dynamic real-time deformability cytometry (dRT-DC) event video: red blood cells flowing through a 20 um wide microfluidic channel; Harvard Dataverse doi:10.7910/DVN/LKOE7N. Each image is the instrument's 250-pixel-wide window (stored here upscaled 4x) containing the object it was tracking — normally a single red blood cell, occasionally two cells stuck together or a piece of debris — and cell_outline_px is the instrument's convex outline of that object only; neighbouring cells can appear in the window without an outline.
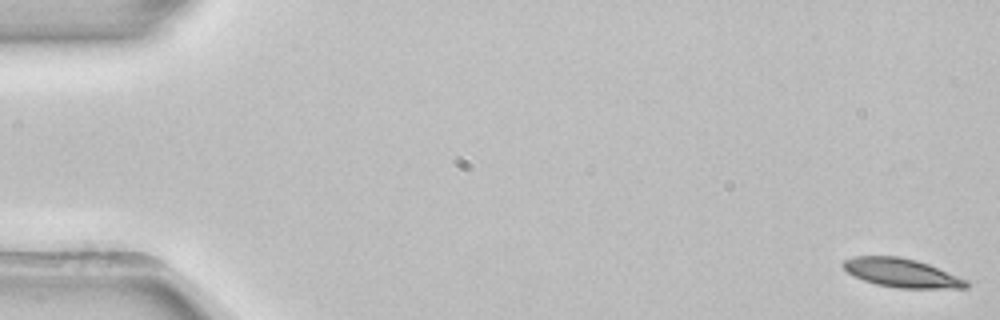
{"species": "common noctule bat (a hibernating species)", "species_latin": "Nyctalus noctula", "temperature_condition": "room temperature", "stored_images_in_passage": 53, "camera_frame_rate_fps": 3000, "um_per_image_px": 0.085, "animal": {"sex": "female", "body_mass_g": 22.7, "forearm_length_mm": 54.2}, "frame": {"image": 1, "passage_image": 1, "time_ms": 0.0, "image_size_px": [1000, 320], "cell_outline_px": [[968, 288], [900, 288], [876, 284], [864, 280], [848, 272], [840, 264], [844, 260], [852, 256], [900, 256], [916, 260], [928, 264], [968, 280]], "centroid_in_image_um": [76.63, 23.19], "position_along_channel_um": 8.4, "area_um2": 20.52}}
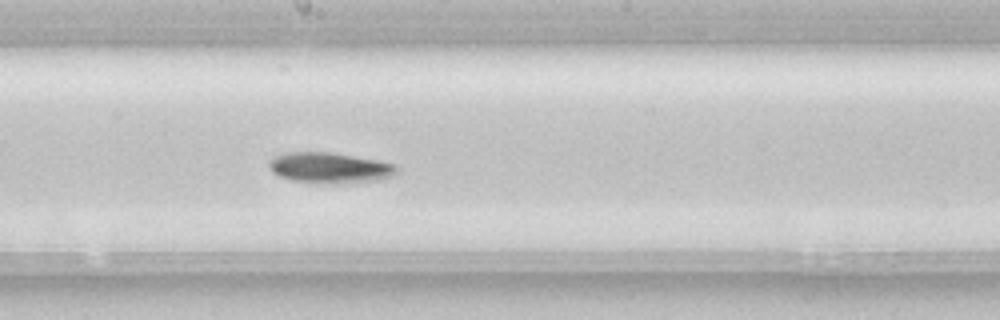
{"frame": {"image": 2, "passage_image": 29, "time_ms": 9.333, "image_size_px": [1000, 320], "cell_outline_px": [[396, 172], [392, 176], [376, 180], [292, 180], [280, 176], [272, 172], [268, 168], [268, 160], [284, 152], [328, 152], [376, 160], [392, 164], [396, 168]], "centroid_in_image_um": [27.92, 14.19], "position_along_channel_um": 220.3, "area_um2": 21.27}}
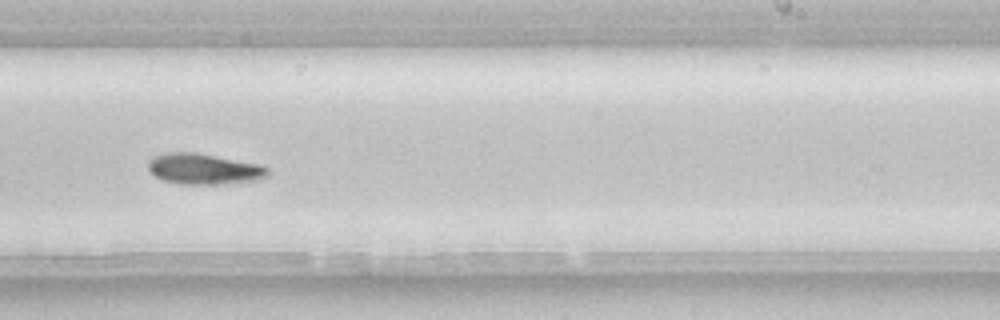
{"frame": {"image": 3, "passage_image": 33, "time_ms": 10.667, "image_size_px": [1000, 320], "cell_outline_px": [[268, 176], [260, 180], [228, 184], [180, 184], [164, 180], [156, 176], [148, 168], [148, 160], [156, 156], [168, 152], [196, 152], [264, 164], [268, 168]], "centroid_in_image_um": [17.42, 14.36], "position_along_channel_um": 271.6, "area_um2": 21.79}, "authors_computed_cell_mechanics": {"area_um2": 21.097, "velocity_mm_per_s": 3.8814, "shape_relaxation_time_tau1_ms": 9.244, "shape_relaxation_time_tau2_ms": null, "deformation_change_tau1": 0.1861, "deformation_change_tau2": null}}